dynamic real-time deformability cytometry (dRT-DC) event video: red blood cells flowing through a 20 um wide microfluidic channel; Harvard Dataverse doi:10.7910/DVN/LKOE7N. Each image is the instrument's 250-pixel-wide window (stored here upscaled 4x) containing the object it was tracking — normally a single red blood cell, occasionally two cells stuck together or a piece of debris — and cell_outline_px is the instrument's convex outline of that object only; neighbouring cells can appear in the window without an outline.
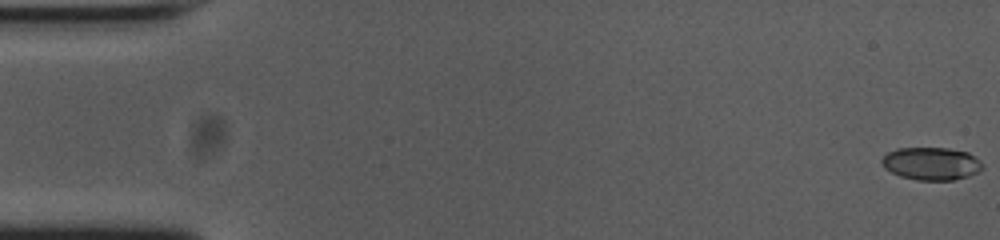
{"species": "common noctule bat (a hibernating species)", "species_latin": "Nyctalus noctula", "temperature_condition": "cold", "stored_images_in_passage": 17, "camera_frame_rate_fps": 3000, "um_per_image_px": 0.085, "animal": {"sex": "female", "body_mass_g": 23.0, "forearm_length_mm": 53.4}, "frame": {"image": 1, "passage_image": 1, "time_ms": 0.0, "image_size_px": [1000, 240], "cell_outline_px": [[984, 168], [980, 172], [968, 176], [952, 180], [916, 180], [900, 176], [884, 168], [880, 160], [888, 152], [896, 148], [948, 148], [968, 152], [980, 160], [984, 164]], "centroid_in_image_um": [79.19, 13.9], "position_along_channel_um": 5.8, "area_um2": 19.42}}
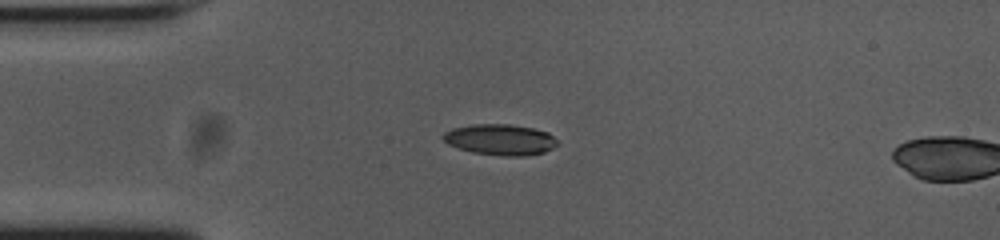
{"frame": {"image": 2, "passage_image": 14, "time_ms": 4.333, "image_size_px": [1000, 240], "cell_outline_px": [[560, 144], [544, 152], [524, 156], [504, 156], [472, 152], [448, 144], [440, 136], [444, 132], [452, 128], [472, 124], [508, 124], [532, 128], [548, 132]], "centroid_in_image_um": [42.51, 11.86], "position_along_channel_um": 42.5, "area_um2": 20.58}}